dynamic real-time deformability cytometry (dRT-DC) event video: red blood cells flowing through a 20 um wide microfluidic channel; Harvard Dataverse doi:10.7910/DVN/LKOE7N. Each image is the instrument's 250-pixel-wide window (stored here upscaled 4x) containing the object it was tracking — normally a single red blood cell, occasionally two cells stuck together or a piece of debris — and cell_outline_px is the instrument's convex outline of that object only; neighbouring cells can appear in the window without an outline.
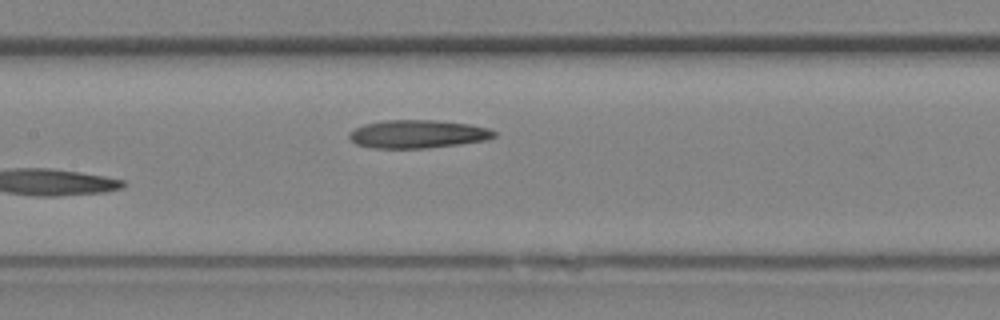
{"species": "Egyptian fruit bat (a non-hibernating species)", "species_latin": "Rousettus aegyptiacus", "temperature_condition": "room temperature", "stored_images_in_passage": 13, "camera_frame_rate_fps": 3000, "um_per_image_px": 0.085, "animal": {"sex": "female"}, "frame": {"image": 1, "passage_image": 13, "time_ms": 4.0, "image_size_px": [1000, 320], "cell_outline_px": [[496, 136], [488, 140], [460, 144], [428, 148], [372, 148], [356, 144], [348, 136], [348, 132], [364, 124], [384, 120], [436, 120], [472, 124], [492, 128], [496, 132]], "centroid_in_image_um": [35.56, 11.39], "position_along_channel_um": 171.8, "area_um2": 24.1}}